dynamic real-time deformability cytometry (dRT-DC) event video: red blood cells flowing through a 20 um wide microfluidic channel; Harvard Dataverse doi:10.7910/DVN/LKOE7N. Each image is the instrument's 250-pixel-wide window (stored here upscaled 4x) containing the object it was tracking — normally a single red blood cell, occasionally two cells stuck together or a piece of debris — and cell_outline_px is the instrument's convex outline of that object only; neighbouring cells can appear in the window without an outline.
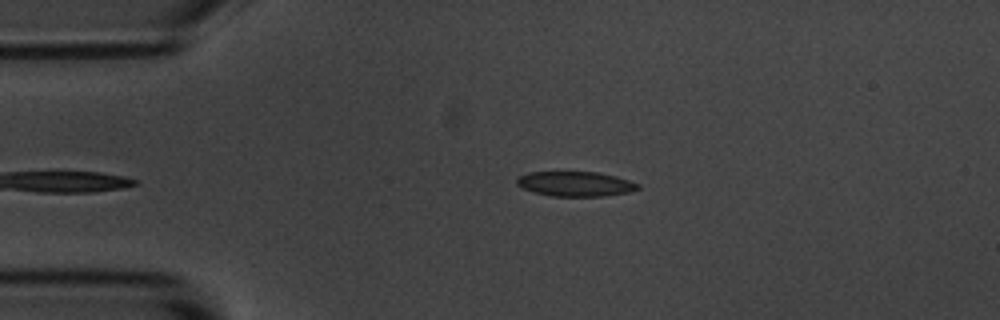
{"species": "common noctule bat (a hibernating species)", "species_latin": "Nyctalus noctula", "temperature_condition": "room temperature", "stored_images_in_passage": 5, "camera_frame_rate_fps": 3000, "um_per_image_px": 0.085, "animal": {"sex": "male", "body_mass_g": 20.1, "forearm_length_mm": 53.5}, "frame": {"image": 1, "passage_image": 5, "time_ms": 5.667, "image_size_px": [1000, 320], "cell_outline_px": [[640, 188], [628, 192], [604, 196], [552, 196], [532, 192], [516, 184], [516, 180], [520, 176], [528, 172], [596, 172], [616, 176], [640, 184]], "centroid_in_image_um": [48.91, 15.63], "position_along_channel_um": 36.1, "area_um2": 17.46}}